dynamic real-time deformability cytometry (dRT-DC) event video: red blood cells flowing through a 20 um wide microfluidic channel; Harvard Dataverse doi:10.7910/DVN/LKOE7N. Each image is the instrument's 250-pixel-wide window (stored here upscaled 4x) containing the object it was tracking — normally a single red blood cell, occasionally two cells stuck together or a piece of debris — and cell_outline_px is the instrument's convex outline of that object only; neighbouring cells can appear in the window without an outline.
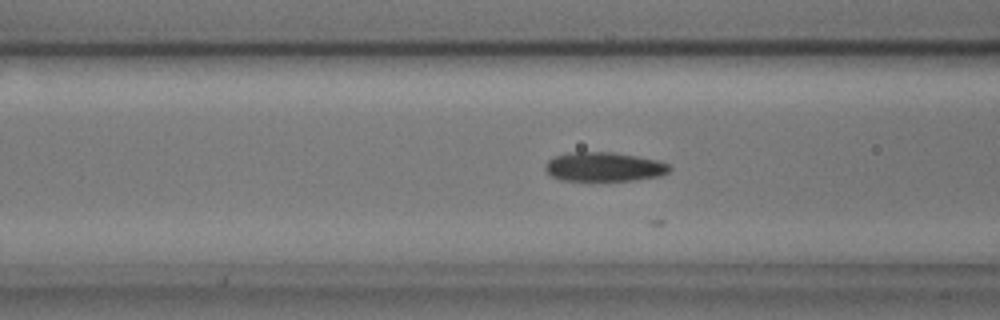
{"species": "common noctule bat (a hibernating species)", "species_latin": "Nyctalus noctula", "temperature_condition": "cold", "stored_images_in_passage": 16, "camera_frame_rate_fps": 3000, "um_per_image_px": 0.085, "animal": {"sex": "male", "body_mass_g": 17.9, "forearm_length_mm": 54.2}, "frame": {"image": 1, "passage_image": 9, "time_ms": 2.667, "image_size_px": [1000, 320], "cell_outline_px": [[672, 168], [668, 172], [660, 176], [636, 180], [560, 180], [552, 176], [544, 168], [544, 164], [552, 156], [568, 152], [612, 152], [660, 160], [668, 164]], "centroid_in_image_um": [51.33, 14.17], "position_along_channel_um": 115.3, "area_um2": 21.27}}